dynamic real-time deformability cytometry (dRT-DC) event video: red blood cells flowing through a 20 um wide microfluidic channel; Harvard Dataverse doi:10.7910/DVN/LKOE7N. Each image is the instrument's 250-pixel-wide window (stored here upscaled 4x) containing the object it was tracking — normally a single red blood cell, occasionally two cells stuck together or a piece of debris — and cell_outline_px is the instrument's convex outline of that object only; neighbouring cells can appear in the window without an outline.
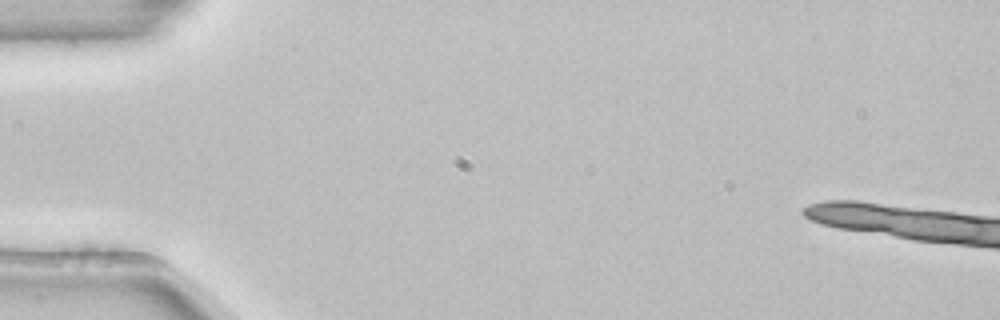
{"species": "common noctule bat (a hibernating species)", "species_latin": "Nyctalus noctula", "temperature_condition": "room temperature", "stored_images_in_passage": 3, "camera_frame_rate_fps": 3000, "um_per_image_px": 0.085, "animal": {"sex": "female", "body_mass_g": 22.7, "forearm_length_mm": 54.2}, "frame": {"image": 1, "passage_image": 2, "time_ms": 0.333, "image_size_px": [1000, 320], "cell_outline_px": [[928, 212], [888, 228], [860, 228], [836, 224], [844, 204], [864, 204]], "centroid_in_image_um": [74.32, 18.37], "position_along_channel_um": 10.7, "area_um2": 10.87}}